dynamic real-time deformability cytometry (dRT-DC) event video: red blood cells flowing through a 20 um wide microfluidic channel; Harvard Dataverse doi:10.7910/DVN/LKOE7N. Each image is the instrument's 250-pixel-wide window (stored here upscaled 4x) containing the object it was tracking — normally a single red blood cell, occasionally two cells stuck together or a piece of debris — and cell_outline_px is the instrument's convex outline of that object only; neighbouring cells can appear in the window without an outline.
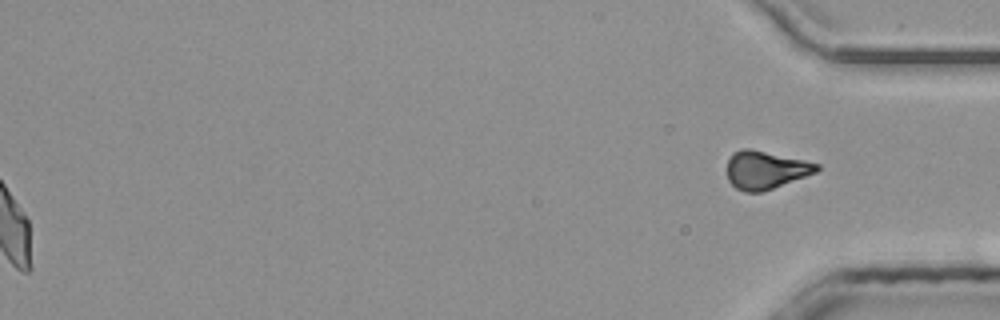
{"species": "common noctule bat (a hibernating species)", "species_latin": "Nyctalus noctula", "temperature_condition": "room temperature", "stored_images_in_passage": 52, "segment_of_instrument_passage": [2, 2], "camera_frame_rate_fps": 3000, "um_per_image_px": 0.085, "animal": {"sex": "male", "body_mass_g": 20.4}, "frame": {"image": 1, "passage_image": 52, "time_ms": 17.0, "image_size_px": [1000, 320], "cell_outline_px": [[820, 168], [816, 172], [772, 188], [760, 192], [744, 192], [736, 188], [728, 180], [728, 160], [740, 148], [752, 148], [804, 160], [820, 164]], "centroid_in_image_um": [65.07, 14.43], "position_along_channel_um": 370.1, "area_um2": 19.65}}